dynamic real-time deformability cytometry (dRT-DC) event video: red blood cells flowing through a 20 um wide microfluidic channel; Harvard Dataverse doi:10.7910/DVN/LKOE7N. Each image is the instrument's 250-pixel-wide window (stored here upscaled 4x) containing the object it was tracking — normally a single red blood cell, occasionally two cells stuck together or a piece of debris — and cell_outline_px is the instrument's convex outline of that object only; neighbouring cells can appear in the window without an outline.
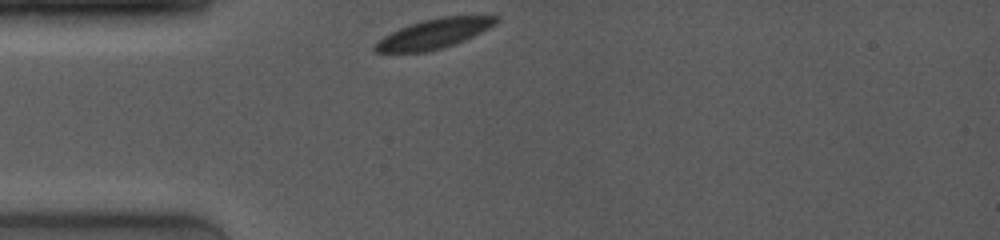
{"species": "common noctule bat (a hibernating species)", "species_latin": "Nyctalus noctula", "temperature_condition": "room temperature", "stored_images_in_passage": 14, "camera_frame_rate_fps": 4000, "um_per_image_px": 0.085, "animal": {"sex": "female", "body_mass_g": 19.0, "forearm_length_mm": 53.3}, "frame": {"image": 1, "passage_image": 1, "time_ms": 0.0, "image_size_px": [1000, 240], "cell_outline_px": [[500, 20], [496, 24], [464, 40], [444, 48], [428, 52], [376, 52], [372, 48], [384, 36], [400, 28], [424, 20], [440, 16], [500, 16]], "centroid_in_image_um": [36.92, 2.87], "position_along_channel_um": 48.1, "area_um2": 20.63}}
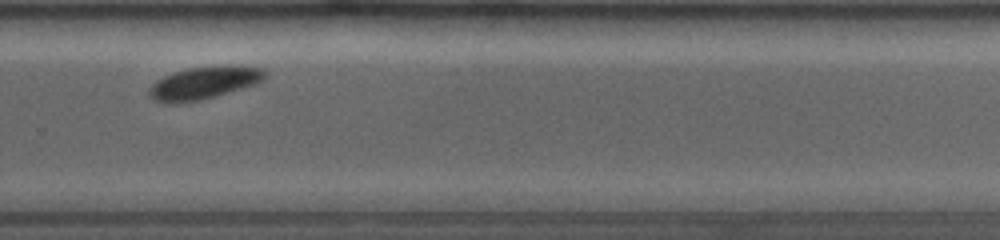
{"frame": {"image": 2, "passage_image": 12, "time_ms": 7.25, "image_size_px": [1000, 240], "cell_outline_px": [[268, 76], [264, 80], [256, 84], [212, 96], [196, 100], [152, 100], [148, 92], [152, 84], [156, 80], [172, 72], [188, 68], [228, 64], [260, 68], [268, 72]], "centroid_in_image_um": [17.42, 6.97], "position_along_channel_um": 312.4, "area_um2": 21.33}}
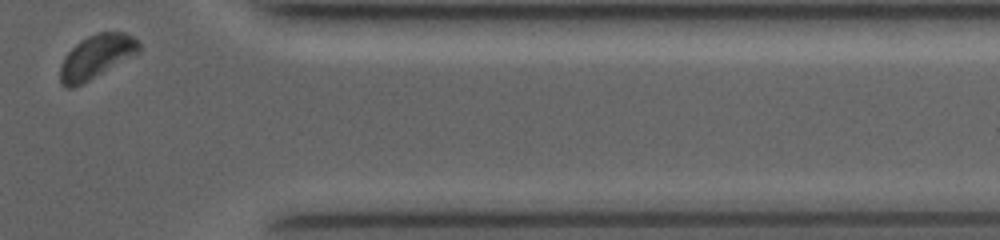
{"frame": {"image": 3, "passage_image": 14, "time_ms": 9.75, "image_size_px": [1000, 240], "cell_outline_px": [[140, 52], [88, 80], [72, 88], [64, 88], [60, 84], [60, 64], [64, 56], [80, 40], [96, 32], [124, 32], [132, 36], [140, 44]], "centroid_in_image_um": [8.16, 4.81], "position_along_channel_um": 403.2, "area_um2": 19.88}, "authors_computed_cell_mechanics": {"area_um2": 21.7039, "velocity_mm_per_s": 3.8336, "shape_relaxation_time_tau1_ms": 0.7524, "shape_relaxation_time_tau2_ms": null, "deformation_change_tau1": 0.0482, "deformation_change_tau2": null}}